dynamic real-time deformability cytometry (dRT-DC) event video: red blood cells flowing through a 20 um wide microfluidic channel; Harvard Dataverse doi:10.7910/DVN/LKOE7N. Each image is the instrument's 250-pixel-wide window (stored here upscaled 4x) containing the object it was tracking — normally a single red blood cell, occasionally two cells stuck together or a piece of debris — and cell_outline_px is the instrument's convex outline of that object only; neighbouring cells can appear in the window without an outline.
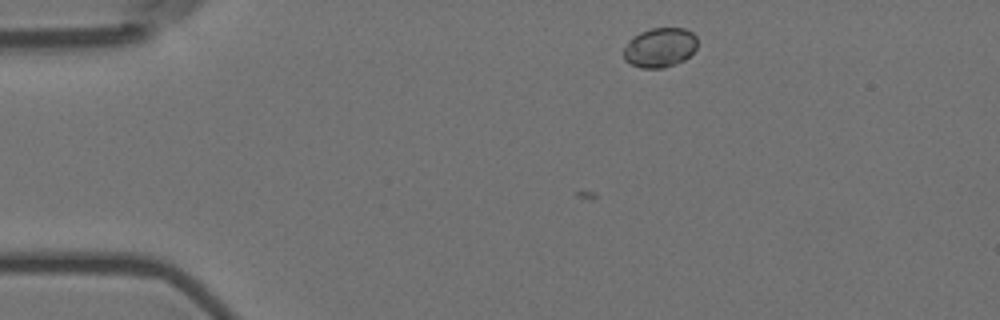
{"species": "Egyptian fruit bat (a non-hibernating species)", "species_latin": "Rousettus aegyptiacus", "temperature_condition": "room temperature", "stored_images_in_passage": 2, "camera_frame_rate_fps": 3000, "um_per_image_px": 0.085, "animal": {"sex": "female"}, "frame": {"image": 1, "passage_image": 2, "time_ms": 0.333, "image_size_px": [1000, 320], "cell_outline_px": [[696, 48], [684, 60], [664, 68], [640, 68], [624, 60], [624, 48], [628, 40], [632, 36], [640, 32], [652, 28], [684, 28], [692, 32], [696, 36]], "centroid_in_image_um": [56.07, 4.03], "position_along_channel_um": 28.9, "area_um2": 16.99}}